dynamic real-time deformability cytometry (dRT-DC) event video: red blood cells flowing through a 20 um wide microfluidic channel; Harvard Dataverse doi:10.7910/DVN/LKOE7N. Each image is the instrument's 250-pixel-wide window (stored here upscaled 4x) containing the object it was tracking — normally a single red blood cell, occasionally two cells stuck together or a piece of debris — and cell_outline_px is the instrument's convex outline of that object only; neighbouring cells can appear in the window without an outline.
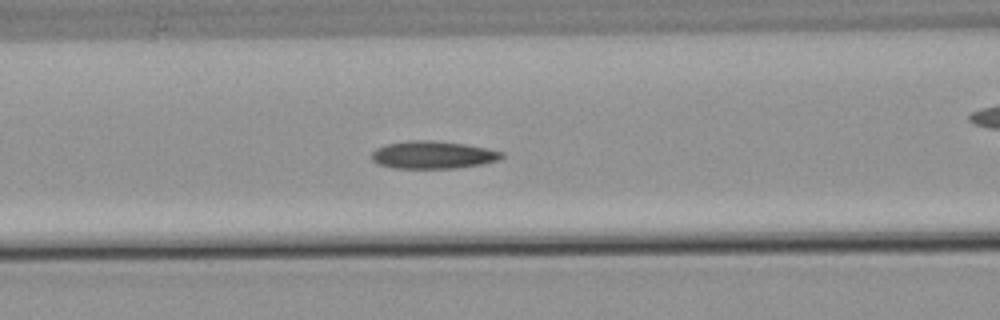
{"species": "common noctule bat (a hibernating species)", "species_latin": "Nyctalus noctula", "temperature_condition": "warm", "stored_images_in_passage": 47, "camera_frame_rate_fps": 3000, "um_per_image_px": 0.085, "animal": {"sex": "male", "body_mass_g": 21.5, "forearm_length_mm": 52.0}, "frame": {"image": 1, "passage_image": 15, "time_ms": 4.667, "image_size_px": [1000, 320], "cell_outline_px": [[504, 156], [500, 160], [484, 164], [456, 168], [392, 168], [380, 164], [372, 160], [372, 152], [376, 148], [384, 144], [412, 140], [428, 140], [464, 144], [488, 148], [504, 152]], "centroid_in_image_um": [36.83, 13.16], "position_along_channel_um": 129.8, "area_um2": 21.04}}
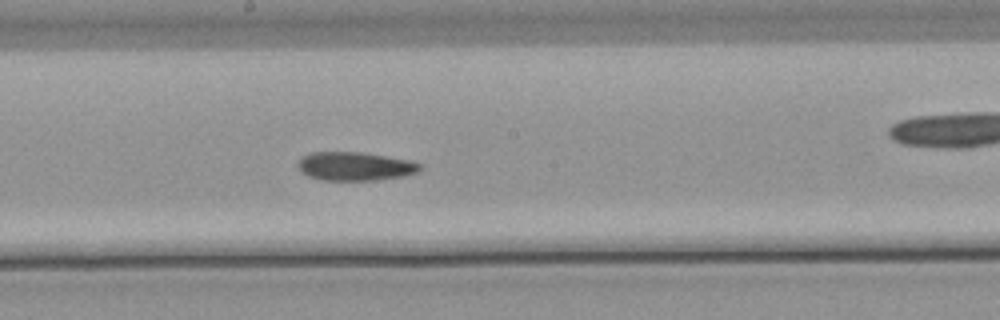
{"frame": {"image": 2, "passage_image": 22, "time_ms": 7.0, "image_size_px": [1000, 320], "cell_outline_px": [[424, 168], [420, 172], [404, 176], [380, 180], [320, 180], [308, 176], [296, 164], [304, 156], [312, 152], [360, 152], [408, 160], [420, 164]], "centroid_in_image_um": [30.22, 14.14], "position_along_channel_um": 218.0, "area_um2": 20.29}}
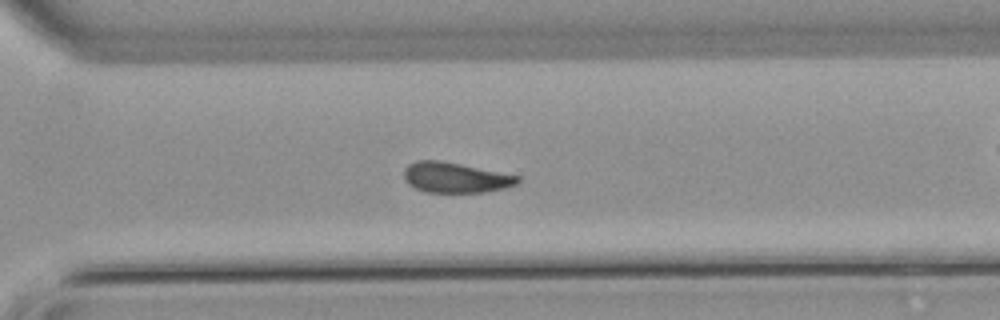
{"frame": {"image": 3, "passage_image": 31, "time_ms": 10.0, "image_size_px": [1000, 320], "cell_outline_px": [[520, 180], [516, 184], [504, 188], [484, 192], [424, 192], [408, 184], [404, 180], [404, 168], [408, 164], [416, 160], [440, 160], [520, 176]], "centroid_in_image_um": [38.67, 15.09], "position_along_channel_um": 331.9, "area_um2": 20.06}, "authors_computed_cell_mechanics": {"area_um2": 20.6924, "velocity_mm_per_s": 3.7941, "shape_relaxation_time_tau1_ms": 7.8723, "shape_relaxation_time_tau2_ms": 6.0676, "deformation_change_tau1": 0.1732, "deformation_change_tau2": 0.1352}}